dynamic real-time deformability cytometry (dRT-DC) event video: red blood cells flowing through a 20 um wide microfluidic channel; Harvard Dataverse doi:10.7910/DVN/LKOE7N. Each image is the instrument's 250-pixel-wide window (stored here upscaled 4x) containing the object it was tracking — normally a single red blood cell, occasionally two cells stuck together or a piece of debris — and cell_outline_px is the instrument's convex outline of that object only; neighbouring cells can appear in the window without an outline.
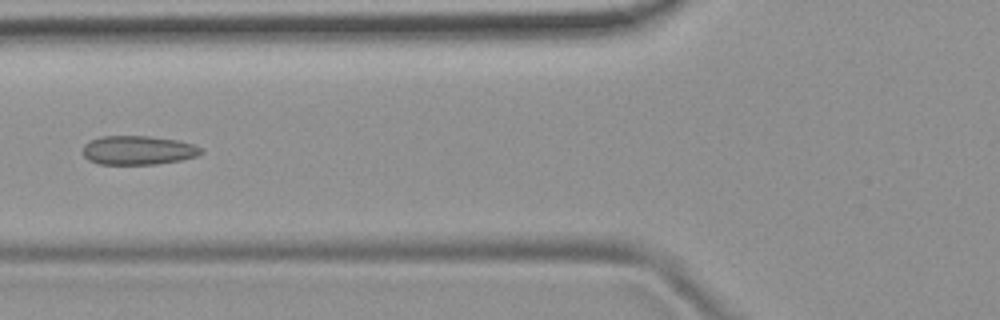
{"species": "common noctule bat (a hibernating species)", "species_latin": "Nyctalus noctula", "temperature_condition": "room temperature", "stored_images_in_passage": 4, "camera_frame_rate_fps": 3000, "um_per_image_px": 0.085, "animal": {"sex": "female", "body_mass_g": 19.9}, "frame": {"image": 1, "passage_image": 4, "time_ms": 4.667, "image_size_px": [1000, 320], "cell_outline_px": [[204, 152], [196, 156], [180, 160], [156, 164], [100, 164], [88, 160], [80, 152], [84, 144], [100, 136], [148, 136], [176, 140], [192, 144], [204, 148]], "centroid_in_image_um": [11.71, 12.77], "position_along_channel_um": 114.1, "area_um2": 20.06}}